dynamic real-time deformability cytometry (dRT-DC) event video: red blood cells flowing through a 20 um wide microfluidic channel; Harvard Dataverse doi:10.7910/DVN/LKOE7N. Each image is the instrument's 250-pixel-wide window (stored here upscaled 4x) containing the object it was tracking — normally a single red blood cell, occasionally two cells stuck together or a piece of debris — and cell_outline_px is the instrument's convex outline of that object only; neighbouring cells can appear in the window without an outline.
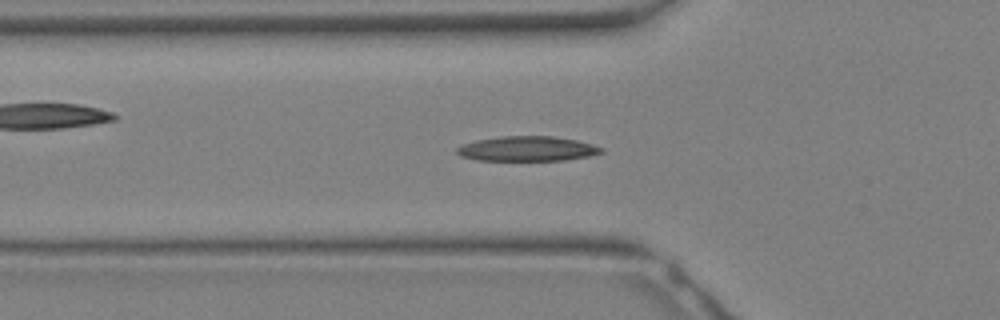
{"species": "Egyptian fruit bat (a non-hibernating species)", "species_latin": "Rousettus aegyptiacus", "temperature_condition": "warm", "stored_images_in_passage": 24, "camera_frame_rate_fps": 3000, "um_per_image_px": 0.085, "animal": {"sex": "female"}, "frame": {"image": 1, "passage_image": 5, "time_ms": 1.333, "image_size_px": [1000, 320], "cell_outline_px": [[604, 152], [588, 156], [564, 160], [476, 160], [460, 156], [456, 152], [456, 148], [464, 144], [476, 140], [500, 136], [552, 136], [576, 140], [604, 148]], "centroid_in_image_um": [44.8, 12.64], "position_along_channel_um": 81.0, "area_um2": 20.81}}
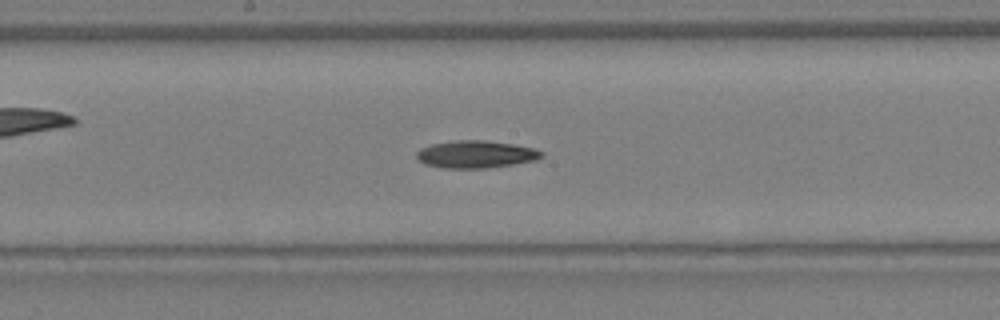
{"frame": {"image": 2, "passage_image": 11, "time_ms": 3.333, "image_size_px": [1000, 320], "cell_outline_px": [[544, 156], [536, 160], [488, 168], [444, 168], [424, 164], [416, 160], [416, 152], [420, 148], [432, 144], [456, 140], [484, 140], [512, 144], [536, 148], [544, 152]], "centroid_in_image_um": [40.44, 13.12], "position_along_channel_um": 207.8, "area_um2": 20.11}}
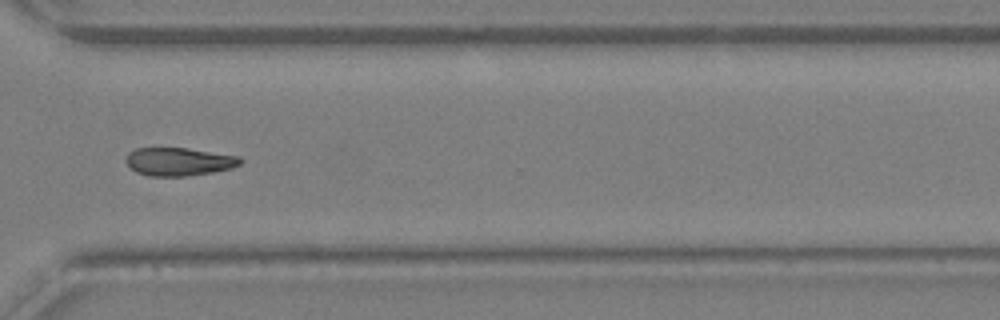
{"frame": {"image": 3, "passage_image": 18, "time_ms": 5.667, "image_size_px": [1000, 320], "cell_outline_px": [[244, 160], [240, 164], [232, 168], [212, 172], [188, 176], [148, 176], [136, 172], [124, 160], [128, 152], [136, 148], [188, 148], [240, 156]], "centroid_in_image_um": [15.22, 13.73], "position_along_channel_um": 355.4, "area_um2": 18.9}}